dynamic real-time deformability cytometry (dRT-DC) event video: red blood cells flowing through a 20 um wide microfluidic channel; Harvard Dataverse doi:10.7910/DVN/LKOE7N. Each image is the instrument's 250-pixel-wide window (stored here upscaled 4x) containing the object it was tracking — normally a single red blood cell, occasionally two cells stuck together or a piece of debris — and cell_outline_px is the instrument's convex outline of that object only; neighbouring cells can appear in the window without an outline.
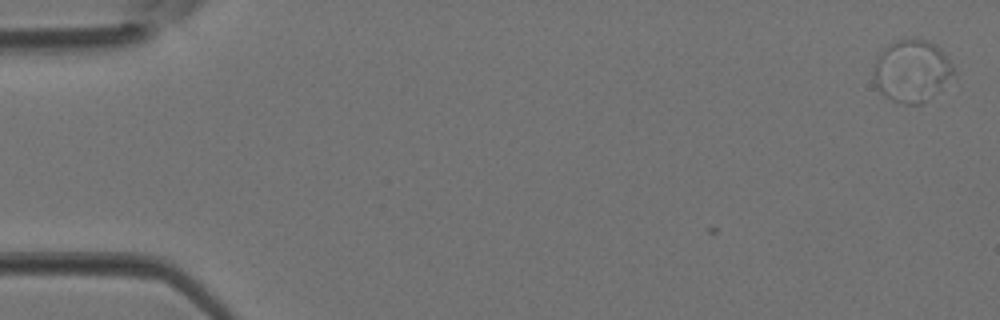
{"species": "Egyptian fruit bat (a non-hibernating species)", "species_latin": "Rousettus aegyptiacus", "temperature_condition": "room temperature", "stored_images_in_passage": 3, "camera_frame_rate_fps": 3000, "um_per_image_px": 0.085, "animal": {"sex": "female"}, "frame": {"image": 1, "passage_image": 1, "time_ms": 0.0, "image_size_px": [1000, 320], "cell_outline_px": [[956, 76], [932, 96], [920, 104], [904, 104], [892, 100], [880, 92], [872, 80], [872, 72], [876, 60], [880, 52], [884, 48], [896, 40], [908, 36], [916, 36], [928, 40], [944, 56], [952, 68]], "centroid_in_image_um": [77.45, 6.01], "position_along_channel_um": 7.5, "area_um2": 29.07}}